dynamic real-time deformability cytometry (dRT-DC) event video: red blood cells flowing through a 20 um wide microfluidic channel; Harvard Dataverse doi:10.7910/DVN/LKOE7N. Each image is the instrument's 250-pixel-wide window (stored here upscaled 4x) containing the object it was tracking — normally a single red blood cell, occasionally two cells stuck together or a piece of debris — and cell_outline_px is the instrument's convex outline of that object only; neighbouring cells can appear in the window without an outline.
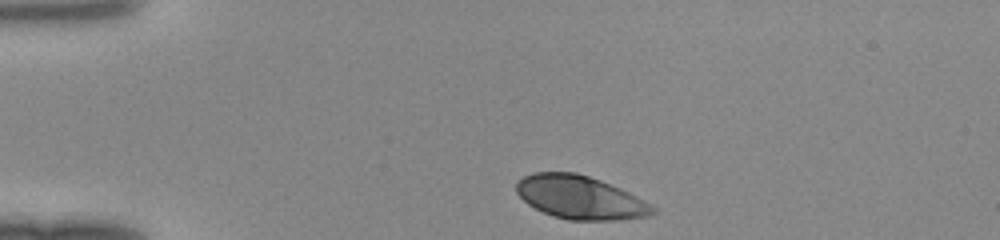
{"species": "human", "species_latin": "Homo sapiens", "temperature_condition": "room temperature", "stored_images_in_passage": 31, "camera_frame_rate_fps": 3000, "um_per_image_px": 0.085, "donor": {"sex": "female"}, "frame": {"image": 1, "passage_image": 1, "time_ms": 0.0, "image_size_px": [1000, 240], "cell_outline_px": [[656, 212], [648, 216], [620, 220], [568, 220], [544, 212], [528, 204], [516, 192], [516, 180], [532, 172], [576, 172], [600, 180], [620, 188], [652, 204], [656, 208]], "centroid_in_image_um": [49.32, 16.77], "position_along_channel_um": 35.7, "area_um2": 34.39}}
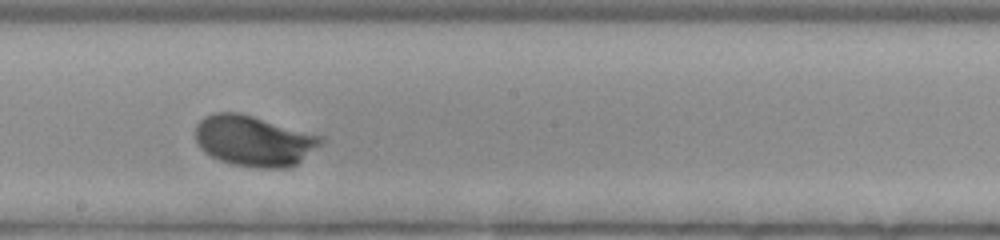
{"frame": {"image": 2, "passage_image": 18, "time_ms": 5.667, "image_size_px": [1000, 240], "cell_outline_px": [[324, 144], [296, 164], [288, 168], [256, 168], [232, 164], [220, 160], [204, 152], [200, 148], [196, 140], [196, 124], [204, 116], [212, 112], [240, 112], [324, 136]], "centroid_in_image_um": [21.61, 11.96], "position_along_channel_um": 226.6, "area_um2": 37.51}}
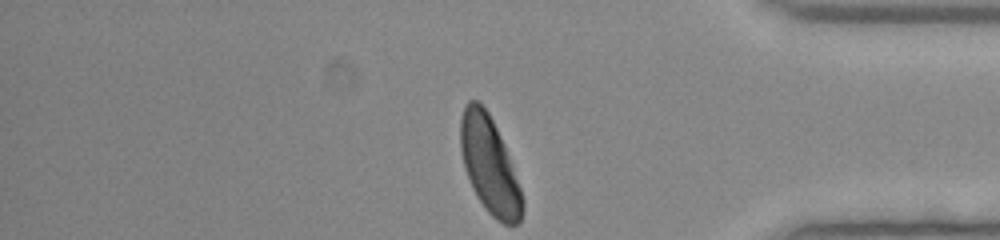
{"frame": {"image": 3, "passage_image": 31, "time_ms": 10.0, "image_size_px": [1000, 240], "cell_outline_px": [[524, 208], [520, 224], [504, 224], [496, 220], [488, 212], [472, 188], [464, 168], [460, 148], [460, 120], [464, 104], [468, 100], [476, 100], [488, 112], [500, 136], [508, 156], [520, 188], [524, 200]], "centroid_in_image_um": [41.59, 14.06], "position_along_channel_um": 393.6, "area_um2": 34.56}}